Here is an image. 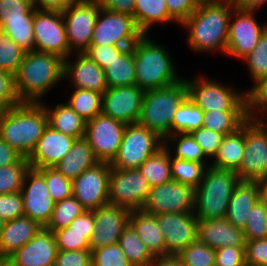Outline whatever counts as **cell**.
Returning a JSON list of instances; mask_svg holds the SVG:
<instances>
[{"instance_id": "cell-1", "label": "cell", "mask_w": 267, "mask_h": 266, "mask_svg": "<svg viewBox=\"0 0 267 266\" xmlns=\"http://www.w3.org/2000/svg\"><path fill=\"white\" fill-rule=\"evenodd\" d=\"M234 8L232 0L201 1L181 24L188 31L186 41L191 50L199 53L220 50L226 54L230 15Z\"/></svg>"}, {"instance_id": "cell-2", "label": "cell", "mask_w": 267, "mask_h": 266, "mask_svg": "<svg viewBox=\"0 0 267 266\" xmlns=\"http://www.w3.org/2000/svg\"><path fill=\"white\" fill-rule=\"evenodd\" d=\"M64 59L44 52H25L15 75L22 103H41L42 97L63 78Z\"/></svg>"}, {"instance_id": "cell-3", "label": "cell", "mask_w": 267, "mask_h": 266, "mask_svg": "<svg viewBox=\"0 0 267 266\" xmlns=\"http://www.w3.org/2000/svg\"><path fill=\"white\" fill-rule=\"evenodd\" d=\"M47 125V112L41 103H22L4 111L0 120V136L28 158Z\"/></svg>"}, {"instance_id": "cell-4", "label": "cell", "mask_w": 267, "mask_h": 266, "mask_svg": "<svg viewBox=\"0 0 267 266\" xmlns=\"http://www.w3.org/2000/svg\"><path fill=\"white\" fill-rule=\"evenodd\" d=\"M136 85L144 90L161 89L177 84L178 78L171 55L166 48L144 34L133 46Z\"/></svg>"}, {"instance_id": "cell-5", "label": "cell", "mask_w": 267, "mask_h": 266, "mask_svg": "<svg viewBox=\"0 0 267 266\" xmlns=\"http://www.w3.org/2000/svg\"><path fill=\"white\" fill-rule=\"evenodd\" d=\"M240 181L236 172L208 166L195 189L194 214L197 219L226 217L230 198Z\"/></svg>"}, {"instance_id": "cell-6", "label": "cell", "mask_w": 267, "mask_h": 266, "mask_svg": "<svg viewBox=\"0 0 267 266\" xmlns=\"http://www.w3.org/2000/svg\"><path fill=\"white\" fill-rule=\"evenodd\" d=\"M188 97L185 79L172 86L144 92L138 123L165 140L172 135V121Z\"/></svg>"}, {"instance_id": "cell-7", "label": "cell", "mask_w": 267, "mask_h": 266, "mask_svg": "<svg viewBox=\"0 0 267 266\" xmlns=\"http://www.w3.org/2000/svg\"><path fill=\"white\" fill-rule=\"evenodd\" d=\"M188 97L204 112L207 111H246L245 93L232 86L221 85L207 77L184 78Z\"/></svg>"}, {"instance_id": "cell-8", "label": "cell", "mask_w": 267, "mask_h": 266, "mask_svg": "<svg viewBox=\"0 0 267 266\" xmlns=\"http://www.w3.org/2000/svg\"><path fill=\"white\" fill-rule=\"evenodd\" d=\"M164 146V140L139 123L126 126L121 145L110 163L116 169H138L150 156Z\"/></svg>"}, {"instance_id": "cell-9", "label": "cell", "mask_w": 267, "mask_h": 266, "mask_svg": "<svg viewBox=\"0 0 267 266\" xmlns=\"http://www.w3.org/2000/svg\"><path fill=\"white\" fill-rule=\"evenodd\" d=\"M143 35L133 16L100 8L90 45L129 48Z\"/></svg>"}, {"instance_id": "cell-10", "label": "cell", "mask_w": 267, "mask_h": 266, "mask_svg": "<svg viewBox=\"0 0 267 266\" xmlns=\"http://www.w3.org/2000/svg\"><path fill=\"white\" fill-rule=\"evenodd\" d=\"M151 186L138 169L111 168L108 187V204L129 211L141 210Z\"/></svg>"}, {"instance_id": "cell-11", "label": "cell", "mask_w": 267, "mask_h": 266, "mask_svg": "<svg viewBox=\"0 0 267 266\" xmlns=\"http://www.w3.org/2000/svg\"><path fill=\"white\" fill-rule=\"evenodd\" d=\"M100 6L95 0H75L63 12L69 56L89 47Z\"/></svg>"}, {"instance_id": "cell-12", "label": "cell", "mask_w": 267, "mask_h": 266, "mask_svg": "<svg viewBox=\"0 0 267 266\" xmlns=\"http://www.w3.org/2000/svg\"><path fill=\"white\" fill-rule=\"evenodd\" d=\"M127 124L103 114L86 122L85 136L99 162L111 163L116 157Z\"/></svg>"}, {"instance_id": "cell-13", "label": "cell", "mask_w": 267, "mask_h": 266, "mask_svg": "<svg viewBox=\"0 0 267 266\" xmlns=\"http://www.w3.org/2000/svg\"><path fill=\"white\" fill-rule=\"evenodd\" d=\"M254 12L234 8L230 15L226 55L243 60L257 45L267 23H258ZM234 19V20H233Z\"/></svg>"}, {"instance_id": "cell-14", "label": "cell", "mask_w": 267, "mask_h": 266, "mask_svg": "<svg viewBox=\"0 0 267 266\" xmlns=\"http://www.w3.org/2000/svg\"><path fill=\"white\" fill-rule=\"evenodd\" d=\"M236 173L241 181L259 182L267 177V134L254 120L245 121V149Z\"/></svg>"}, {"instance_id": "cell-15", "label": "cell", "mask_w": 267, "mask_h": 266, "mask_svg": "<svg viewBox=\"0 0 267 266\" xmlns=\"http://www.w3.org/2000/svg\"><path fill=\"white\" fill-rule=\"evenodd\" d=\"M33 30L35 51L55 54L64 60L69 56L62 12L36 9Z\"/></svg>"}, {"instance_id": "cell-16", "label": "cell", "mask_w": 267, "mask_h": 266, "mask_svg": "<svg viewBox=\"0 0 267 266\" xmlns=\"http://www.w3.org/2000/svg\"><path fill=\"white\" fill-rule=\"evenodd\" d=\"M195 189L177 181L151 187L141 209L151 214L194 212Z\"/></svg>"}, {"instance_id": "cell-17", "label": "cell", "mask_w": 267, "mask_h": 266, "mask_svg": "<svg viewBox=\"0 0 267 266\" xmlns=\"http://www.w3.org/2000/svg\"><path fill=\"white\" fill-rule=\"evenodd\" d=\"M112 166L99 162L72 180V195L86 211L108 204L109 177Z\"/></svg>"}, {"instance_id": "cell-18", "label": "cell", "mask_w": 267, "mask_h": 266, "mask_svg": "<svg viewBox=\"0 0 267 266\" xmlns=\"http://www.w3.org/2000/svg\"><path fill=\"white\" fill-rule=\"evenodd\" d=\"M24 216L36 221L41 227L49 223L55 207L45 178L36 170L30 168L26 173L21 188Z\"/></svg>"}, {"instance_id": "cell-19", "label": "cell", "mask_w": 267, "mask_h": 266, "mask_svg": "<svg viewBox=\"0 0 267 266\" xmlns=\"http://www.w3.org/2000/svg\"><path fill=\"white\" fill-rule=\"evenodd\" d=\"M165 239V256L178 255L198 240V219L194 212L155 215Z\"/></svg>"}, {"instance_id": "cell-20", "label": "cell", "mask_w": 267, "mask_h": 266, "mask_svg": "<svg viewBox=\"0 0 267 266\" xmlns=\"http://www.w3.org/2000/svg\"><path fill=\"white\" fill-rule=\"evenodd\" d=\"M144 92L136 84L108 87L102 94V114L127 125L138 123Z\"/></svg>"}, {"instance_id": "cell-21", "label": "cell", "mask_w": 267, "mask_h": 266, "mask_svg": "<svg viewBox=\"0 0 267 266\" xmlns=\"http://www.w3.org/2000/svg\"><path fill=\"white\" fill-rule=\"evenodd\" d=\"M131 211L124 207L106 204L94 210V233L90 239L91 251L118 243L129 224Z\"/></svg>"}, {"instance_id": "cell-22", "label": "cell", "mask_w": 267, "mask_h": 266, "mask_svg": "<svg viewBox=\"0 0 267 266\" xmlns=\"http://www.w3.org/2000/svg\"><path fill=\"white\" fill-rule=\"evenodd\" d=\"M58 251L54 232L42 227L7 260L14 266H54Z\"/></svg>"}, {"instance_id": "cell-23", "label": "cell", "mask_w": 267, "mask_h": 266, "mask_svg": "<svg viewBox=\"0 0 267 266\" xmlns=\"http://www.w3.org/2000/svg\"><path fill=\"white\" fill-rule=\"evenodd\" d=\"M75 61L70 56L64 60L63 78L70 79L73 88L87 89L98 93H104L108 88L104 69L83 53H75Z\"/></svg>"}, {"instance_id": "cell-24", "label": "cell", "mask_w": 267, "mask_h": 266, "mask_svg": "<svg viewBox=\"0 0 267 266\" xmlns=\"http://www.w3.org/2000/svg\"><path fill=\"white\" fill-rule=\"evenodd\" d=\"M76 138L65 135L47 125L37 146L28 157L32 169L54 167L71 150Z\"/></svg>"}, {"instance_id": "cell-25", "label": "cell", "mask_w": 267, "mask_h": 266, "mask_svg": "<svg viewBox=\"0 0 267 266\" xmlns=\"http://www.w3.org/2000/svg\"><path fill=\"white\" fill-rule=\"evenodd\" d=\"M198 241L214 250L222 247L245 246L243 231L236 228L226 217L198 220Z\"/></svg>"}, {"instance_id": "cell-26", "label": "cell", "mask_w": 267, "mask_h": 266, "mask_svg": "<svg viewBox=\"0 0 267 266\" xmlns=\"http://www.w3.org/2000/svg\"><path fill=\"white\" fill-rule=\"evenodd\" d=\"M42 227L27 216L6 221L0 233V259H8L30 241Z\"/></svg>"}, {"instance_id": "cell-27", "label": "cell", "mask_w": 267, "mask_h": 266, "mask_svg": "<svg viewBox=\"0 0 267 266\" xmlns=\"http://www.w3.org/2000/svg\"><path fill=\"white\" fill-rule=\"evenodd\" d=\"M260 200L258 182L240 181L228 204L226 218L236 228H245L251 208Z\"/></svg>"}, {"instance_id": "cell-28", "label": "cell", "mask_w": 267, "mask_h": 266, "mask_svg": "<svg viewBox=\"0 0 267 266\" xmlns=\"http://www.w3.org/2000/svg\"><path fill=\"white\" fill-rule=\"evenodd\" d=\"M129 225L154 257L165 256V239L155 215L142 210L131 211Z\"/></svg>"}, {"instance_id": "cell-29", "label": "cell", "mask_w": 267, "mask_h": 266, "mask_svg": "<svg viewBox=\"0 0 267 266\" xmlns=\"http://www.w3.org/2000/svg\"><path fill=\"white\" fill-rule=\"evenodd\" d=\"M245 149V122L235 132L223 137L221 145L211 167L237 172L239 170Z\"/></svg>"}, {"instance_id": "cell-30", "label": "cell", "mask_w": 267, "mask_h": 266, "mask_svg": "<svg viewBox=\"0 0 267 266\" xmlns=\"http://www.w3.org/2000/svg\"><path fill=\"white\" fill-rule=\"evenodd\" d=\"M97 163L99 161L94 156L87 140L83 137L75 140L69 153L54 168L66 178L74 180Z\"/></svg>"}, {"instance_id": "cell-31", "label": "cell", "mask_w": 267, "mask_h": 266, "mask_svg": "<svg viewBox=\"0 0 267 266\" xmlns=\"http://www.w3.org/2000/svg\"><path fill=\"white\" fill-rule=\"evenodd\" d=\"M45 107L48 116V125L61 133L76 139L85 136L86 121L80 117L66 102L57 104L53 108Z\"/></svg>"}, {"instance_id": "cell-32", "label": "cell", "mask_w": 267, "mask_h": 266, "mask_svg": "<svg viewBox=\"0 0 267 266\" xmlns=\"http://www.w3.org/2000/svg\"><path fill=\"white\" fill-rule=\"evenodd\" d=\"M108 87L136 84L133 47L125 48L104 68Z\"/></svg>"}, {"instance_id": "cell-33", "label": "cell", "mask_w": 267, "mask_h": 266, "mask_svg": "<svg viewBox=\"0 0 267 266\" xmlns=\"http://www.w3.org/2000/svg\"><path fill=\"white\" fill-rule=\"evenodd\" d=\"M134 20L143 34L156 23L175 22L169 15L166 0H135Z\"/></svg>"}, {"instance_id": "cell-34", "label": "cell", "mask_w": 267, "mask_h": 266, "mask_svg": "<svg viewBox=\"0 0 267 266\" xmlns=\"http://www.w3.org/2000/svg\"><path fill=\"white\" fill-rule=\"evenodd\" d=\"M170 150V146H163L139 166L151 187L172 181Z\"/></svg>"}, {"instance_id": "cell-35", "label": "cell", "mask_w": 267, "mask_h": 266, "mask_svg": "<svg viewBox=\"0 0 267 266\" xmlns=\"http://www.w3.org/2000/svg\"><path fill=\"white\" fill-rule=\"evenodd\" d=\"M118 245L132 266H150L155 259L129 224L123 230Z\"/></svg>"}, {"instance_id": "cell-36", "label": "cell", "mask_w": 267, "mask_h": 266, "mask_svg": "<svg viewBox=\"0 0 267 266\" xmlns=\"http://www.w3.org/2000/svg\"><path fill=\"white\" fill-rule=\"evenodd\" d=\"M246 120V111L211 110L204 112L202 127L225 136L239 129Z\"/></svg>"}, {"instance_id": "cell-37", "label": "cell", "mask_w": 267, "mask_h": 266, "mask_svg": "<svg viewBox=\"0 0 267 266\" xmlns=\"http://www.w3.org/2000/svg\"><path fill=\"white\" fill-rule=\"evenodd\" d=\"M33 23L34 16L4 20L0 24V30L9 35L25 52H31L35 51Z\"/></svg>"}, {"instance_id": "cell-38", "label": "cell", "mask_w": 267, "mask_h": 266, "mask_svg": "<svg viewBox=\"0 0 267 266\" xmlns=\"http://www.w3.org/2000/svg\"><path fill=\"white\" fill-rule=\"evenodd\" d=\"M68 105L86 122L102 114V93L74 88Z\"/></svg>"}, {"instance_id": "cell-39", "label": "cell", "mask_w": 267, "mask_h": 266, "mask_svg": "<svg viewBox=\"0 0 267 266\" xmlns=\"http://www.w3.org/2000/svg\"><path fill=\"white\" fill-rule=\"evenodd\" d=\"M168 144L170 146L174 144L172 148L175 147V151L170 153L171 155L172 153H175L174 158L195 161L203 163L207 167L210 166L207 165V162H205L208 157L204 154L202 148L196 142L191 133H177L170 135L164 140V146H169Z\"/></svg>"}, {"instance_id": "cell-40", "label": "cell", "mask_w": 267, "mask_h": 266, "mask_svg": "<svg viewBox=\"0 0 267 266\" xmlns=\"http://www.w3.org/2000/svg\"><path fill=\"white\" fill-rule=\"evenodd\" d=\"M204 111L196 106L189 97L179 106L172 121V135L191 133L202 127Z\"/></svg>"}, {"instance_id": "cell-41", "label": "cell", "mask_w": 267, "mask_h": 266, "mask_svg": "<svg viewBox=\"0 0 267 266\" xmlns=\"http://www.w3.org/2000/svg\"><path fill=\"white\" fill-rule=\"evenodd\" d=\"M171 176L173 181L186 184L196 189L203 180L208 168L205 164L174 158L170 154Z\"/></svg>"}, {"instance_id": "cell-42", "label": "cell", "mask_w": 267, "mask_h": 266, "mask_svg": "<svg viewBox=\"0 0 267 266\" xmlns=\"http://www.w3.org/2000/svg\"><path fill=\"white\" fill-rule=\"evenodd\" d=\"M30 168L28 158L25 157L17 163L0 167V195L20 192Z\"/></svg>"}, {"instance_id": "cell-43", "label": "cell", "mask_w": 267, "mask_h": 266, "mask_svg": "<svg viewBox=\"0 0 267 266\" xmlns=\"http://www.w3.org/2000/svg\"><path fill=\"white\" fill-rule=\"evenodd\" d=\"M84 211L86 210L73 195L62 201L55 202L52 217L45 228L52 232L65 228Z\"/></svg>"}, {"instance_id": "cell-44", "label": "cell", "mask_w": 267, "mask_h": 266, "mask_svg": "<svg viewBox=\"0 0 267 266\" xmlns=\"http://www.w3.org/2000/svg\"><path fill=\"white\" fill-rule=\"evenodd\" d=\"M25 51L0 30V70L8 71L16 75Z\"/></svg>"}, {"instance_id": "cell-45", "label": "cell", "mask_w": 267, "mask_h": 266, "mask_svg": "<svg viewBox=\"0 0 267 266\" xmlns=\"http://www.w3.org/2000/svg\"><path fill=\"white\" fill-rule=\"evenodd\" d=\"M245 97L247 119L255 121L264 117L265 113L267 116V78L255 82L253 87L245 93Z\"/></svg>"}, {"instance_id": "cell-46", "label": "cell", "mask_w": 267, "mask_h": 266, "mask_svg": "<svg viewBox=\"0 0 267 266\" xmlns=\"http://www.w3.org/2000/svg\"><path fill=\"white\" fill-rule=\"evenodd\" d=\"M46 181L49 193L55 202L72 196V180L66 178L54 167L36 169Z\"/></svg>"}, {"instance_id": "cell-47", "label": "cell", "mask_w": 267, "mask_h": 266, "mask_svg": "<svg viewBox=\"0 0 267 266\" xmlns=\"http://www.w3.org/2000/svg\"><path fill=\"white\" fill-rule=\"evenodd\" d=\"M243 236L245 241L267 238V208L261 200L251 208Z\"/></svg>"}, {"instance_id": "cell-48", "label": "cell", "mask_w": 267, "mask_h": 266, "mask_svg": "<svg viewBox=\"0 0 267 266\" xmlns=\"http://www.w3.org/2000/svg\"><path fill=\"white\" fill-rule=\"evenodd\" d=\"M242 61L248 65L253 83L267 78V29L261 35L256 47Z\"/></svg>"}, {"instance_id": "cell-49", "label": "cell", "mask_w": 267, "mask_h": 266, "mask_svg": "<svg viewBox=\"0 0 267 266\" xmlns=\"http://www.w3.org/2000/svg\"><path fill=\"white\" fill-rule=\"evenodd\" d=\"M216 251L196 241L183 249L177 256L184 266H215Z\"/></svg>"}, {"instance_id": "cell-50", "label": "cell", "mask_w": 267, "mask_h": 266, "mask_svg": "<svg viewBox=\"0 0 267 266\" xmlns=\"http://www.w3.org/2000/svg\"><path fill=\"white\" fill-rule=\"evenodd\" d=\"M92 234L73 232L69 226L54 231L58 250L61 251L91 250L90 239Z\"/></svg>"}, {"instance_id": "cell-51", "label": "cell", "mask_w": 267, "mask_h": 266, "mask_svg": "<svg viewBox=\"0 0 267 266\" xmlns=\"http://www.w3.org/2000/svg\"><path fill=\"white\" fill-rule=\"evenodd\" d=\"M92 266H132L118 243L92 250Z\"/></svg>"}, {"instance_id": "cell-52", "label": "cell", "mask_w": 267, "mask_h": 266, "mask_svg": "<svg viewBox=\"0 0 267 266\" xmlns=\"http://www.w3.org/2000/svg\"><path fill=\"white\" fill-rule=\"evenodd\" d=\"M35 10L32 0H0V24L4 20L34 16Z\"/></svg>"}, {"instance_id": "cell-53", "label": "cell", "mask_w": 267, "mask_h": 266, "mask_svg": "<svg viewBox=\"0 0 267 266\" xmlns=\"http://www.w3.org/2000/svg\"><path fill=\"white\" fill-rule=\"evenodd\" d=\"M22 104L17 91L15 74L0 70V106L4 110Z\"/></svg>"}, {"instance_id": "cell-54", "label": "cell", "mask_w": 267, "mask_h": 266, "mask_svg": "<svg viewBox=\"0 0 267 266\" xmlns=\"http://www.w3.org/2000/svg\"><path fill=\"white\" fill-rule=\"evenodd\" d=\"M191 134L208 159H210V157L214 158L218 152L224 135L206 129L205 127H200L199 129L192 131Z\"/></svg>"}, {"instance_id": "cell-55", "label": "cell", "mask_w": 267, "mask_h": 266, "mask_svg": "<svg viewBox=\"0 0 267 266\" xmlns=\"http://www.w3.org/2000/svg\"><path fill=\"white\" fill-rule=\"evenodd\" d=\"M21 216H24L21 193L0 195V217L4 221H10Z\"/></svg>"}, {"instance_id": "cell-56", "label": "cell", "mask_w": 267, "mask_h": 266, "mask_svg": "<svg viewBox=\"0 0 267 266\" xmlns=\"http://www.w3.org/2000/svg\"><path fill=\"white\" fill-rule=\"evenodd\" d=\"M215 251V266H246L244 246H226Z\"/></svg>"}, {"instance_id": "cell-57", "label": "cell", "mask_w": 267, "mask_h": 266, "mask_svg": "<svg viewBox=\"0 0 267 266\" xmlns=\"http://www.w3.org/2000/svg\"><path fill=\"white\" fill-rule=\"evenodd\" d=\"M246 266H267V238L245 241Z\"/></svg>"}, {"instance_id": "cell-58", "label": "cell", "mask_w": 267, "mask_h": 266, "mask_svg": "<svg viewBox=\"0 0 267 266\" xmlns=\"http://www.w3.org/2000/svg\"><path fill=\"white\" fill-rule=\"evenodd\" d=\"M200 0H166L170 17L180 25L197 9Z\"/></svg>"}, {"instance_id": "cell-59", "label": "cell", "mask_w": 267, "mask_h": 266, "mask_svg": "<svg viewBox=\"0 0 267 266\" xmlns=\"http://www.w3.org/2000/svg\"><path fill=\"white\" fill-rule=\"evenodd\" d=\"M126 47L109 45H90L85 51L100 68L104 69L116 56H118Z\"/></svg>"}, {"instance_id": "cell-60", "label": "cell", "mask_w": 267, "mask_h": 266, "mask_svg": "<svg viewBox=\"0 0 267 266\" xmlns=\"http://www.w3.org/2000/svg\"><path fill=\"white\" fill-rule=\"evenodd\" d=\"M54 266H92V251H61L57 253Z\"/></svg>"}, {"instance_id": "cell-61", "label": "cell", "mask_w": 267, "mask_h": 266, "mask_svg": "<svg viewBox=\"0 0 267 266\" xmlns=\"http://www.w3.org/2000/svg\"><path fill=\"white\" fill-rule=\"evenodd\" d=\"M100 8L112 12L134 15L135 0H95Z\"/></svg>"}, {"instance_id": "cell-62", "label": "cell", "mask_w": 267, "mask_h": 266, "mask_svg": "<svg viewBox=\"0 0 267 266\" xmlns=\"http://www.w3.org/2000/svg\"><path fill=\"white\" fill-rule=\"evenodd\" d=\"M94 226V211H84L69 224L72 231L78 233H94Z\"/></svg>"}, {"instance_id": "cell-63", "label": "cell", "mask_w": 267, "mask_h": 266, "mask_svg": "<svg viewBox=\"0 0 267 266\" xmlns=\"http://www.w3.org/2000/svg\"><path fill=\"white\" fill-rule=\"evenodd\" d=\"M23 156L0 136V167L17 163Z\"/></svg>"}, {"instance_id": "cell-64", "label": "cell", "mask_w": 267, "mask_h": 266, "mask_svg": "<svg viewBox=\"0 0 267 266\" xmlns=\"http://www.w3.org/2000/svg\"><path fill=\"white\" fill-rule=\"evenodd\" d=\"M75 0H32L34 7L39 10L63 12Z\"/></svg>"}, {"instance_id": "cell-65", "label": "cell", "mask_w": 267, "mask_h": 266, "mask_svg": "<svg viewBox=\"0 0 267 266\" xmlns=\"http://www.w3.org/2000/svg\"><path fill=\"white\" fill-rule=\"evenodd\" d=\"M150 266H184L177 255L155 257Z\"/></svg>"}, {"instance_id": "cell-66", "label": "cell", "mask_w": 267, "mask_h": 266, "mask_svg": "<svg viewBox=\"0 0 267 266\" xmlns=\"http://www.w3.org/2000/svg\"><path fill=\"white\" fill-rule=\"evenodd\" d=\"M236 8L257 11L267 0H232Z\"/></svg>"}, {"instance_id": "cell-67", "label": "cell", "mask_w": 267, "mask_h": 266, "mask_svg": "<svg viewBox=\"0 0 267 266\" xmlns=\"http://www.w3.org/2000/svg\"><path fill=\"white\" fill-rule=\"evenodd\" d=\"M260 187V200L267 208V177L258 182Z\"/></svg>"}, {"instance_id": "cell-68", "label": "cell", "mask_w": 267, "mask_h": 266, "mask_svg": "<svg viewBox=\"0 0 267 266\" xmlns=\"http://www.w3.org/2000/svg\"><path fill=\"white\" fill-rule=\"evenodd\" d=\"M264 120H265L264 117H262V118L256 119L255 121L265 130L267 134V122Z\"/></svg>"}, {"instance_id": "cell-69", "label": "cell", "mask_w": 267, "mask_h": 266, "mask_svg": "<svg viewBox=\"0 0 267 266\" xmlns=\"http://www.w3.org/2000/svg\"><path fill=\"white\" fill-rule=\"evenodd\" d=\"M0 266H14V265L7 259H0Z\"/></svg>"}, {"instance_id": "cell-70", "label": "cell", "mask_w": 267, "mask_h": 266, "mask_svg": "<svg viewBox=\"0 0 267 266\" xmlns=\"http://www.w3.org/2000/svg\"><path fill=\"white\" fill-rule=\"evenodd\" d=\"M5 222L1 217H0V233L2 231V229L4 228Z\"/></svg>"}, {"instance_id": "cell-71", "label": "cell", "mask_w": 267, "mask_h": 266, "mask_svg": "<svg viewBox=\"0 0 267 266\" xmlns=\"http://www.w3.org/2000/svg\"><path fill=\"white\" fill-rule=\"evenodd\" d=\"M4 109L0 106V120H1V117H2V115H3V113H4Z\"/></svg>"}]
</instances>
